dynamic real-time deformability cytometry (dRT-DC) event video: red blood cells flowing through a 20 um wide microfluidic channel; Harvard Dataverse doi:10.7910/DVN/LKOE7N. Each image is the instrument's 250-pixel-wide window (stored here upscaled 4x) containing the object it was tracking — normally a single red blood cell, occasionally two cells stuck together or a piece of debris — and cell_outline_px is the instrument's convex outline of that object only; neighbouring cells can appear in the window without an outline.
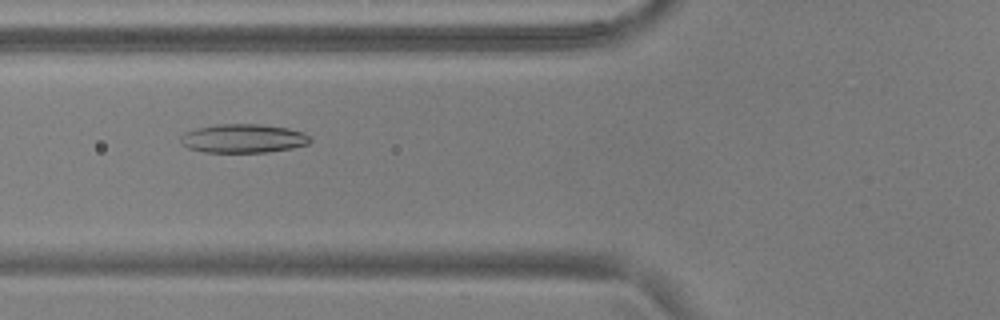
{"species": "common noctule bat (a hibernating species)", "species_latin": "Nyctalus noctula", "temperature_condition": "warm", "stored_images_in_passage": 43, "camera_frame_rate_fps": 3000, "um_per_image_px": 0.085, "animal": {"sex": "male", "body_mass_g": 17.9, "forearm_length_mm": 54.2}, "frame": {"image": 1, "passage_image": 10, "time_ms": 3.0, "image_size_px": [1000, 320], "cell_outline_px": [[312, 140], [308, 144], [292, 148], [268, 152], [204, 152], [188, 148], [180, 140], [180, 136], [184, 132], [196, 128], [216, 124], [260, 124], [288, 128], [304, 132]], "centroid_in_image_um": [20.68, 11.76], "position_along_channel_um": 105.1, "area_um2": 21.79}}
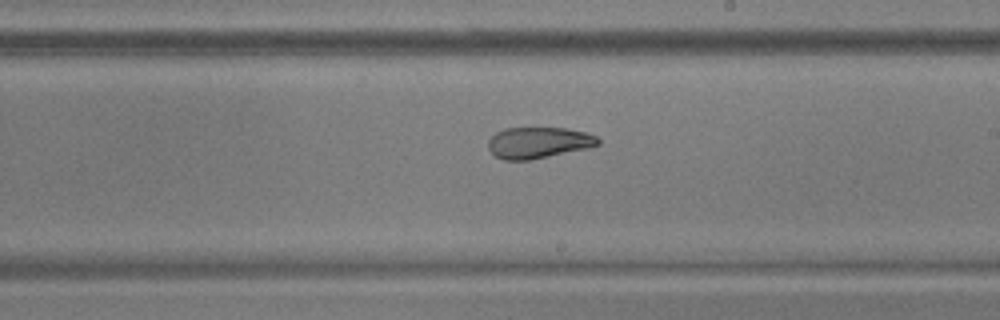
{"frame": {"image": 2, "passage_image": 21, "time_ms": 6.667, "image_size_px": [1000, 320], "cell_outline_px": [[600, 144], [592, 148], [528, 160], [504, 160], [496, 156], [488, 148], [488, 140], [496, 132], [504, 128], [568, 128], [588, 132], [596, 136], [600, 140]], "centroid_in_image_um": [45.82, 12.12], "position_along_channel_um": 243.2, "area_um2": 20.23}}
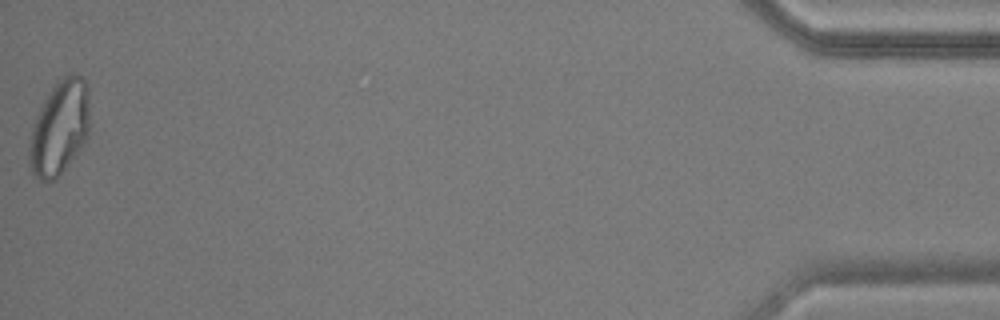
{"frame": {"image": 3, "passage_image": 43, "time_ms": 14.0, "image_size_px": [1000, 320], "cell_outline_px": [[88, 136], [84, 144], [76, 156], [52, 180], [40, 180], [32, 172], [28, 160], [28, 148], [32, 128], [36, 116], [44, 100], [56, 80], [64, 76], [84, 76], [88, 84]], "centroid_in_image_um": [5.06, 10.84], "position_along_channel_um": 430.1, "area_um2": 33.06}, "authors_computed_cell_mechanics": {"area_um2": 23.1778, "velocity_mm_per_s": 3.762, "shape_relaxation_time_tau1_ms": null, "shape_relaxation_time_tau2_ms": 2.4145, "deformation_change_tau1": null, "deformation_change_tau2": 0.0874}}